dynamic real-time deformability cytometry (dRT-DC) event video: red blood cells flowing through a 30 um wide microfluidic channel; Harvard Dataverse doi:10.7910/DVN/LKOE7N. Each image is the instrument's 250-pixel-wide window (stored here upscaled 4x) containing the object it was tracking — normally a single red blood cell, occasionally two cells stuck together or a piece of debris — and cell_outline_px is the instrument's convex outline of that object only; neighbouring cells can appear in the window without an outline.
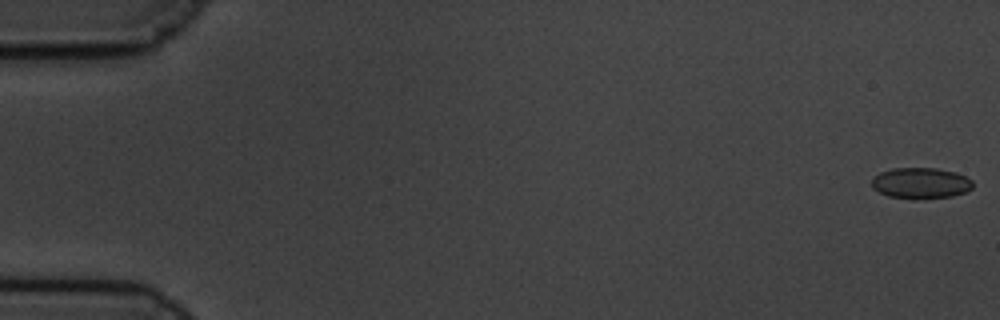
{"species": "common noctule bat (a hibernating species)", "species_latin": "Nyctalus noctula", "temperature_condition": "cold", "stored_images_in_passage": 57, "camera_frame_rate_fps": 3000, "um_per_image_px": 0.085, "animal": {"sex": "male", "body_mass_g": 19.5, "forearm_length_mm": 54.6}, "frame": {"image": 1, "passage_image": 1, "time_ms": 0.0, "image_size_px": [1000, 320], "cell_outline_px": [[972, 188], [968, 192], [952, 196], [924, 200], [916, 200], [888, 196], [872, 188], [872, 176], [880, 172], [892, 168], [936, 168], [956, 172], [972, 180]], "centroid_in_image_um": [78.26, 15.58], "position_along_channel_um": 6.7, "area_um2": 18.67}}
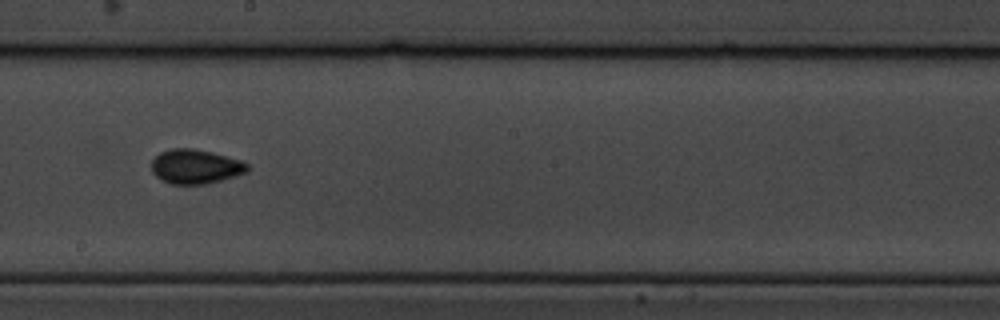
{"frame": {"image": 2, "passage_image": 32, "time_ms": 10.333, "image_size_px": [1000, 320], "cell_outline_px": [[248, 168], [244, 172], [220, 180], [204, 184], [172, 184], [160, 180], [152, 172], [152, 160], [160, 152], [172, 148], [192, 148], [212, 152], [240, 160], [248, 164]], "centroid_in_image_um": [16.56, 14.15], "position_along_channel_um": 231.6, "area_um2": 18.96}}
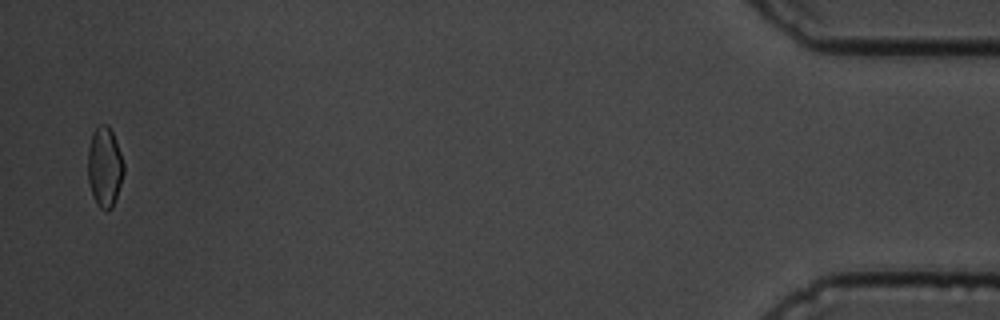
{"frame": {"image": 3, "passage_image": 55, "time_ms": 18.0, "image_size_px": [1000, 320], "cell_outline_px": [[124, 172], [112, 208], [108, 212], [104, 212], [96, 204], [92, 196], [88, 180], [88, 148], [92, 132], [100, 124], [108, 124], [116, 140], [124, 164]], "centroid_in_image_um": [8.88, 14.21], "position_along_channel_um": 426.3, "area_um2": 16.88}, "authors_computed_cell_mechanics": {"area_um2": 17.8602, "velocity_mm_per_s": 3.6245, "shape_relaxation_time_tau1_ms": 6.2292, "shape_relaxation_time_tau2_ms": 1.0534, "deformation_change_tau1": 0.1095, "deformation_change_tau2": 0.0551}}